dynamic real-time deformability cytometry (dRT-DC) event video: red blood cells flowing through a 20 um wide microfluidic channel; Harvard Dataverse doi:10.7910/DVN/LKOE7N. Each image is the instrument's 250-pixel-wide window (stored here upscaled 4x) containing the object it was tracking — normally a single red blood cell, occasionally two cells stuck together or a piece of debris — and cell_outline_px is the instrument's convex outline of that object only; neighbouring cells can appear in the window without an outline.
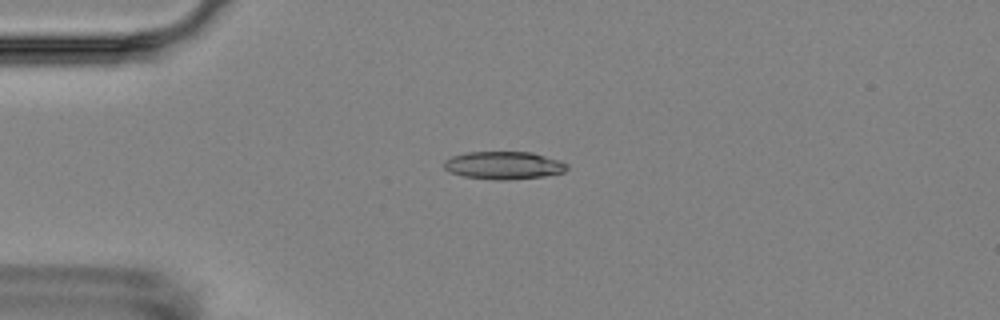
{"species": "Egyptian fruit bat (a non-hibernating species)", "species_latin": "Rousettus aegyptiacus", "temperature_condition": "room temperature", "stored_images_in_passage": 9, "camera_frame_rate_fps": 3000, "um_per_image_px": 0.085, "animal": {"sex": "female"}, "frame": {"image": 1, "passage_image": 4, "time_ms": 4.333, "image_size_px": [1000, 320], "cell_outline_px": [[568, 168], [564, 172], [544, 176], [504, 180], [496, 180], [464, 176], [448, 172], [444, 168], [444, 160], [452, 156], [464, 152], [532, 152], [560, 160], [568, 164]], "centroid_in_image_um": [42.81, 14.05], "position_along_channel_um": 42.2, "area_um2": 20.0}}
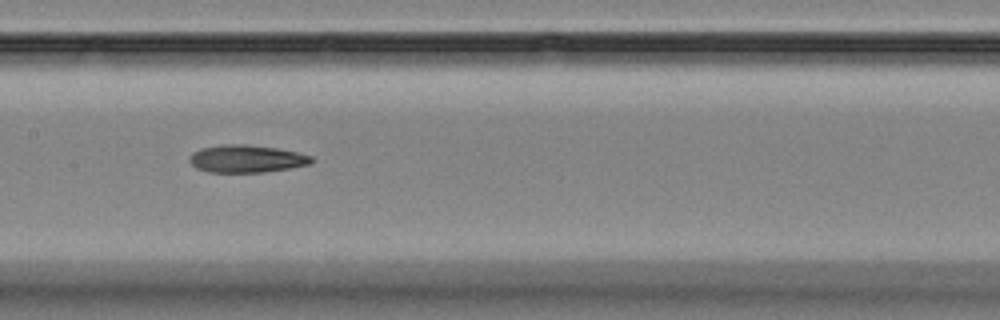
{"frame": {"image": 2, "passage_image": 8, "time_ms": 9.0, "image_size_px": [1000, 320], "cell_outline_px": [[316, 160], [312, 164], [264, 172], [208, 172], [196, 168], [188, 160], [188, 156], [192, 152], [200, 148], [220, 144], [244, 144], [276, 148], [296, 152], [312, 156]], "centroid_in_image_um": [20.93, 13.49], "position_along_channel_um": 186.5, "area_um2": 19.77}}
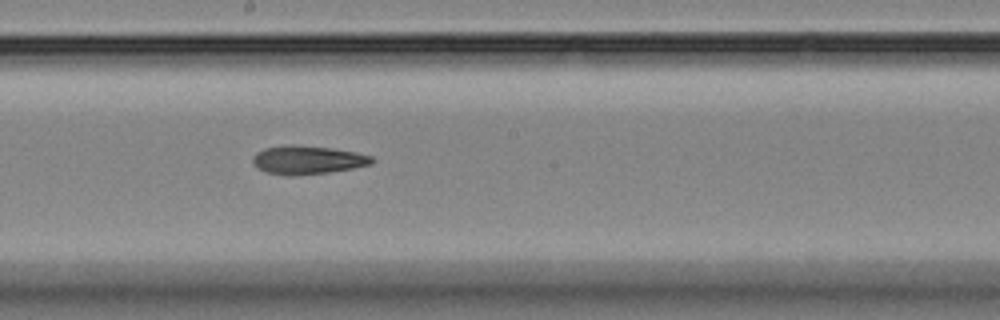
{"frame": {"image": 3, "passage_image": 9, "time_ms": 10.0, "image_size_px": [1000, 320], "cell_outline_px": [[376, 160], [372, 164], [352, 168], [328, 172], [292, 176], [284, 176], [268, 172], [256, 168], [252, 164], [252, 156], [256, 152], [264, 148], [288, 144], [296, 144], [332, 148], [356, 152], [372, 156]], "centroid_in_image_um": [26.11, 13.58], "position_along_channel_um": 222.1, "area_um2": 20.11}}